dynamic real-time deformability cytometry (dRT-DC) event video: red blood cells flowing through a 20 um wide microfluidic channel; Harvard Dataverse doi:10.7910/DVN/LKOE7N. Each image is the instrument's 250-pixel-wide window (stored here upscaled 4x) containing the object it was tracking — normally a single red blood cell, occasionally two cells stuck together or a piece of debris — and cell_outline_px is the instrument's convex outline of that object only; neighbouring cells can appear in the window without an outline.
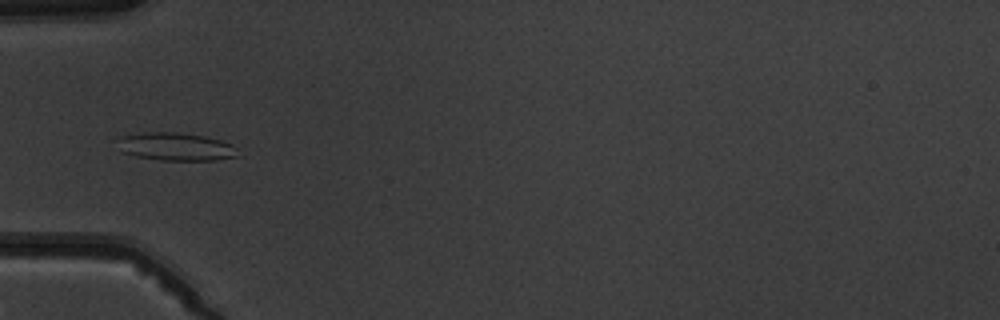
{"species": "common noctule bat (a hibernating species)", "species_latin": "Nyctalus noctula", "temperature_condition": "warm", "stored_images_in_passage": 7, "camera_frame_rate_fps": 3000, "um_per_image_px": 0.085, "animal": {"sex": "male", "body_mass_g": 19.5, "forearm_length_mm": 54.6}, "frame": {"image": 1, "passage_image": 4, "time_ms": 4.333, "image_size_px": [1000, 320], "cell_outline_px": [[240, 156], [216, 160], [160, 160], [136, 156], [120, 152], [116, 136], [144, 132], [176, 132], [204, 136], [220, 140], [232, 144], [236, 148]], "centroid_in_image_um": [14.9, 12.46], "position_along_channel_um": 70.1, "area_um2": 19.88}}
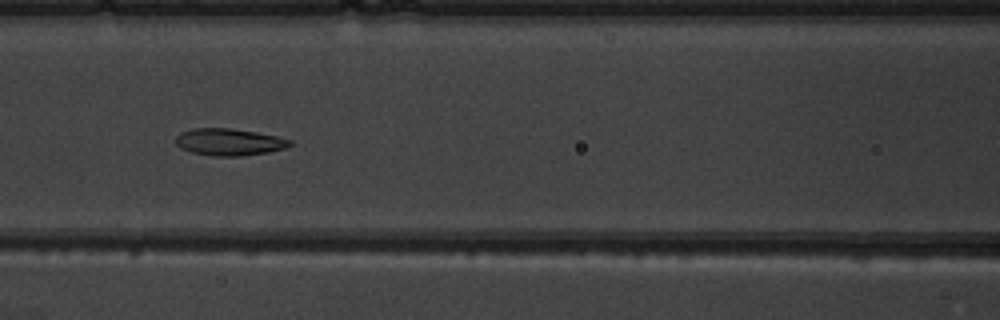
{"frame": {"image": 2, "passage_image": 6, "time_ms": 6.333, "image_size_px": [1000, 320], "cell_outline_px": [[292, 144], [284, 148], [268, 152], [240, 156], [212, 156], [192, 152], [180, 148], [176, 144], [176, 136], [180, 132], [192, 128], [228, 128], [256, 132], [276, 136], [292, 140]], "centroid_in_image_um": [19.45, 12.07], "position_along_channel_um": 147.2, "area_um2": 17.92}}
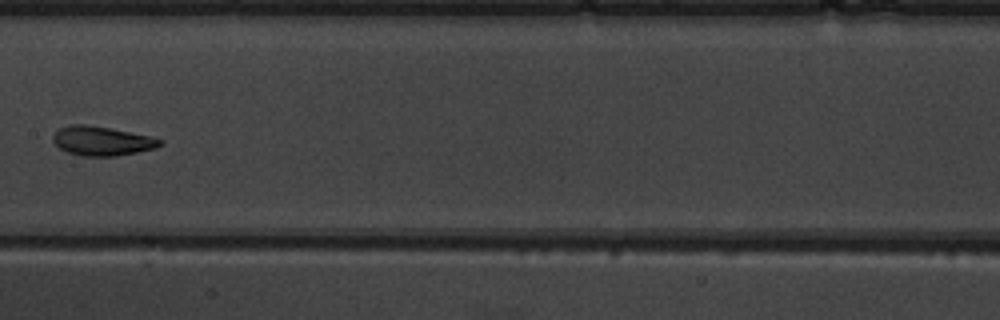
{"frame": {"image": 3, "passage_image": 7, "time_ms": 7.667, "image_size_px": [1000, 320], "cell_outline_px": [[164, 144], [156, 148], [116, 156], [80, 156], [68, 152], [60, 148], [52, 140], [52, 136], [60, 128], [72, 124], [88, 124], [112, 128], [148, 136], [164, 140]], "centroid_in_image_um": [8.67, 11.98], "position_along_channel_um": 198.7, "area_um2": 18.26}}